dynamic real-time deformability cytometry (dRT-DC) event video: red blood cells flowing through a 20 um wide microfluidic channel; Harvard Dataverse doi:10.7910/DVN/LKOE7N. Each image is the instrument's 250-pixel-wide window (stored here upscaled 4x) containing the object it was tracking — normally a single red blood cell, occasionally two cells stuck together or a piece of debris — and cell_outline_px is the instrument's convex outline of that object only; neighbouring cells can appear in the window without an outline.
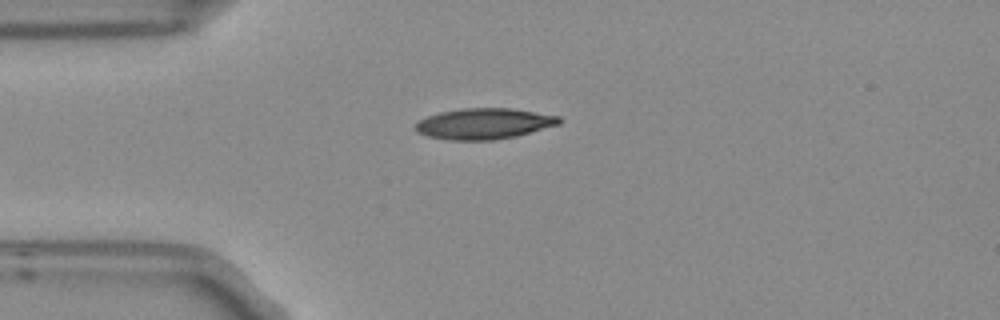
{"species": "Egyptian fruit bat (a non-hibernating species)", "species_latin": "Rousettus aegyptiacus", "temperature_condition": "room temperature", "stored_images_in_passage": 5, "camera_frame_rate_fps": 3000, "um_per_image_px": 0.085, "frame": {"image": 1, "passage_image": 1, "time_ms": 0.0, "image_size_px": [1000, 320], "cell_outline_px": [[560, 124], [516, 136], [492, 140], [448, 140], [428, 136], [416, 132], [416, 124], [420, 120], [428, 116], [440, 112], [464, 108], [512, 108], [560, 116]], "centroid_in_image_um": [41.15, 10.51], "position_along_channel_um": 43.8, "area_um2": 25.72}}